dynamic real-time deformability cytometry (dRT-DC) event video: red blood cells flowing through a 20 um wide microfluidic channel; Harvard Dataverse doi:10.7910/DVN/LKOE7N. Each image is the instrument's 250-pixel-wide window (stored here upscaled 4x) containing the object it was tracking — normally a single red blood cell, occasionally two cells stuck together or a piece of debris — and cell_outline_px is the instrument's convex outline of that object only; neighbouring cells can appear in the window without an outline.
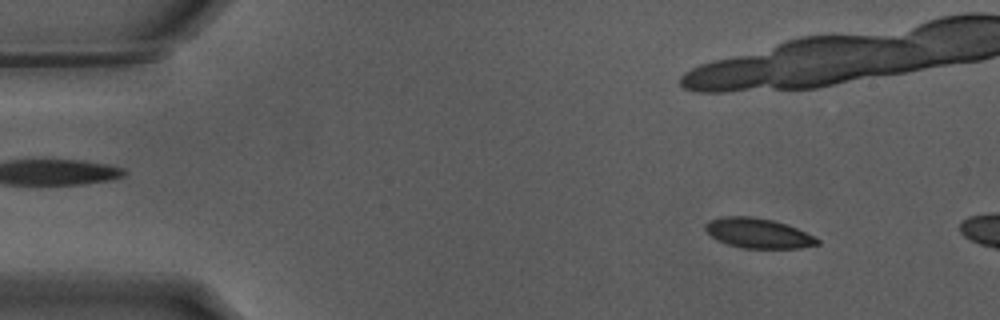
{"species": "Egyptian fruit bat (a non-hibernating species)", "species_latin": "Rousettus aegyptiacus", "temperature_condition": "warm", "stored_images_in_passage": 13, "camera_frame_rate_fps": 3000, "um_per_image_px": 0.085, "animal": {"sex": "male"}, "frame": {"image": 1, "passage_image": 6, "time_ms": 1.667, "image_size_px": [1000, 320], "cell_outline_px": [[820, 244], [800, 248], [744, 248], [728, 244], [716, 240], [704, 228], [704, 224], [708, 220], [720, 216], [752, 216], [772, 220], [788, 224], [820, 240]], "centroid_in_image_um": [64.41, 19.81], "position_along_channel_um": 20.6, "area_um2": 19.54}}